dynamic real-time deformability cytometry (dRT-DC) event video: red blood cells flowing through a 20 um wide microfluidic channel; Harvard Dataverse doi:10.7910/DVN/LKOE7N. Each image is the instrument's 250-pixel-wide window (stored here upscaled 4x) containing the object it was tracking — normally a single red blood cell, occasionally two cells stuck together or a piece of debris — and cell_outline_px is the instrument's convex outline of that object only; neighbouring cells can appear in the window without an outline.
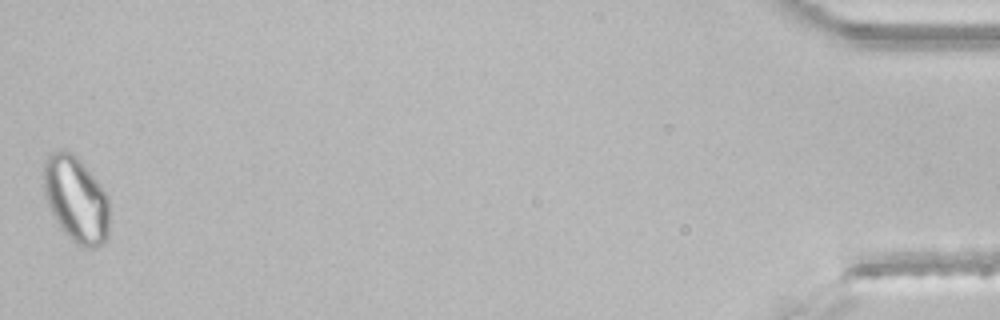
{"species": "common noctule bat (a hibernating species)", "species_latin": "Nyctalus noctula", "temperature_condition": "room temperature", "stored_images_in_passage": 47, "segment_of_instrument_passage": [2, 2], "camera_frame_rate_fps": 3000, "um_per_image_px": 0.085, "animal": {"sex": "male", "body_mass_g": 21.5, "forearm_length_mm": 52.0}, "frame": {"image": 1, "passage_image": 47, "time_ms": 15.333, "image_size_px": [1000, 320], "cell_outline_px": [[108, 236], [96, 248], [80, 248], [64, 232], [56, 220], [48, 204], [44, 192], [44, 160], [48, 152], [60, 148], [64, 148], [72, 152], [80, 160], [100, 184], [108, 200]], "centroid_in_image_um": [6.44, 16.9], "position_along_channel_um": 428.8, "area_um2": 33.0}}